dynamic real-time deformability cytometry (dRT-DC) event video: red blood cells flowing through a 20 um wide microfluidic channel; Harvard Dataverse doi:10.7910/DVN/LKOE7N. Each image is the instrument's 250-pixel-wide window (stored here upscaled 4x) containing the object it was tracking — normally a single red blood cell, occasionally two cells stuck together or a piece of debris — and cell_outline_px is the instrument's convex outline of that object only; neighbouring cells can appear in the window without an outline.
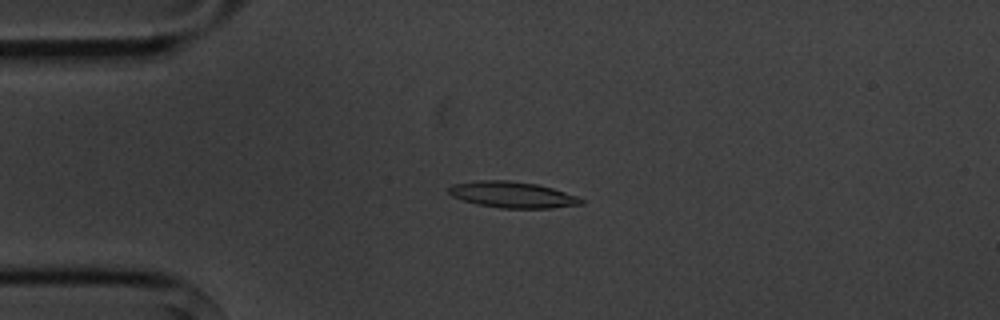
{"species": "common noctule bat (a hibernating species)", "species_latin": "Nyctalus noctula", "temperature_condition": "cold", "stored_images_in_passage": 5, "camera_frame_rate_fps": 3000, "um_per_image_px": 0.085, "animal": {"sex": "male", "body_mass_g": 20.1, "forearm_length_mm": 53.5}, "frame": {"image": 1, "passage_image": 4, "time_ms": 3.667, "image_size_px": [1000, 320], "cell_outline_px": [[584, 204], [552, 208], [500, 208], [480, 204], [464, 200], [452, 196], [448, 192], [448, 188], [452, 184], [476, 180], [508, 180], [536, 184], [552, 188], [576, 196], [584, 200]], "centroid_in_image_um": [43.55, 16.54], "position_along_channel_um": 41.4, "area_um2": 20.06}}